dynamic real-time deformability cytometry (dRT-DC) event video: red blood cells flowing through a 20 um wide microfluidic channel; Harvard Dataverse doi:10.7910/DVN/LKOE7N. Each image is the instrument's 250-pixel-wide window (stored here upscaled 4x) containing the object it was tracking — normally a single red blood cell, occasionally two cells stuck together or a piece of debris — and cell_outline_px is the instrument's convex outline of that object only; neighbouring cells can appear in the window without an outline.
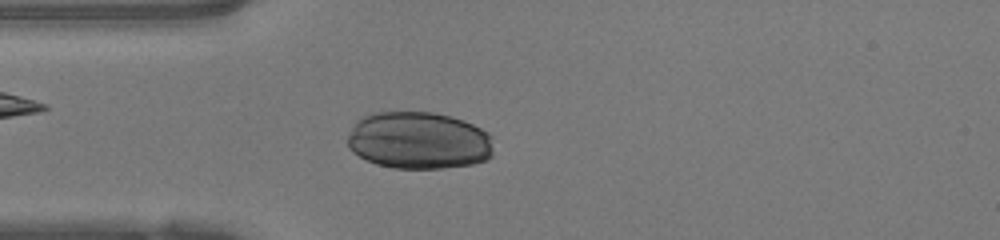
{"species": "human", "species_latin": "Homo sapiens", "temperature_condition": "warm", "stored_images_in_passage": 35, "camera_frame_rate_fps": 3000, "um_per_image_px": 0.085, "donor": {"sex": "female"}, "frame": {"image": 1, "passage_image": 3, "time_ms": 0.667, "image_size_px": [1000, 240], "cell_outline_px": [[492, 156], [488, 160], [472, 164], [440, 168], [396, 168], [376, 164], [352, 152], [348, 148], [348, 136], [356, 120], [372, 112], [432, 112], [448, 116], [472, 124], [488, 132], [492, 136]], "centroid_in_image_um": [35.59, 11.94], "position_along_channel_um": 49.4, "area_um2": 48.78}}
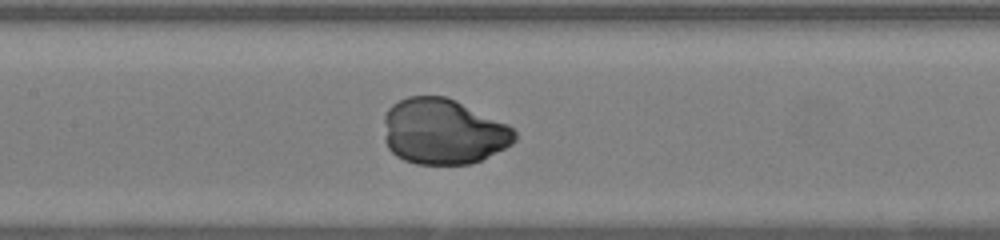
{"frame": {"image": 2, "passage_image": 12, "time_ms": 3.667, "image_size_px": [1000, 240], "cell_outline_px": [[516, 140], [512, 144], [472, 164], [416, 164], [404, 160], [396, 156], [388, 148], [384, 140], [384, 116], [388, 108], [392, 104], [408, 96], [444, 96], [456, 100], [508, 124], [516, 132]], "centroid_in_image_um": [37.65, 11.18], "position_along_channel_um": 169.7, "area_um2": 50.29}}
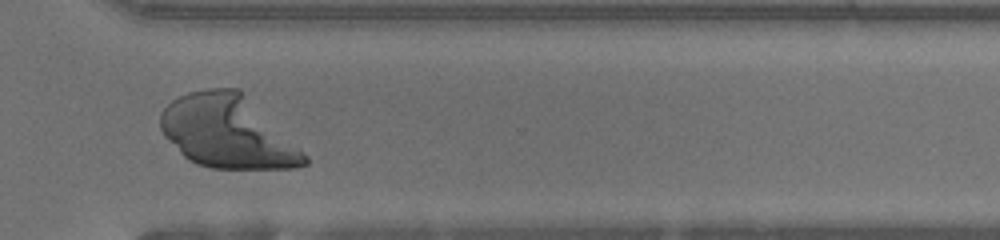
{"frame": {"image": 3, "passage_image": 25, "time_ms": 8.0, "image_size_px": [1000, 240], "cell_outline_px": [[308, 164], [296, 168], [212, 168], [196, 164], [188, 160], [164, 136], [160, 128], [160, 112], [172, 100], [188, 92], [208, 88], [240, 88], [308, 156]], "centroid_in_image_um": [19.34, 11.2], "position_along_channel_um": 351.3, "area_um2": 60.81}}